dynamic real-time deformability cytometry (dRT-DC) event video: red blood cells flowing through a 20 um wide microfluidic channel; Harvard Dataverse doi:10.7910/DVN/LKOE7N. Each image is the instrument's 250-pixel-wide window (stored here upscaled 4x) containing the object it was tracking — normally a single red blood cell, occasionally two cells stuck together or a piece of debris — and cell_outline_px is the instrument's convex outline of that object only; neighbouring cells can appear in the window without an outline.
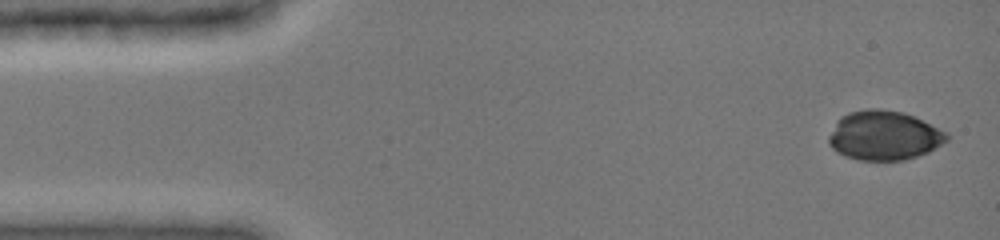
{"species": "common noctule bat (a hibernating species)", "species_latin": "Nyctalus noctula", "temperature_condition": "cold", "stored_images_in_passage": 12, "camera_frame_rate_fps": 3000, "um_per_image_px": 0.085, "animal": {"sex": "female", "body_mass_g": 19.0, "forearm_length_mm": 51.5}, "frame": {"image": 1, "passage_image": 1, "time_ms": 0.0, "image_size_px": [1000, 240], "cell_outline_px": [[948, 140], [928, 152], [904, 160], [860, 160], [836, 152], [828, 144], [828, 136], [836, 120], [840, 116], [848, 112], [868, 108], [880, 108], [904, 112], [948, 132]], "centroid_in_image_um": [75.11, 11.5], "position_along_channel_um": 9.9, "area_um2": 34.1}}